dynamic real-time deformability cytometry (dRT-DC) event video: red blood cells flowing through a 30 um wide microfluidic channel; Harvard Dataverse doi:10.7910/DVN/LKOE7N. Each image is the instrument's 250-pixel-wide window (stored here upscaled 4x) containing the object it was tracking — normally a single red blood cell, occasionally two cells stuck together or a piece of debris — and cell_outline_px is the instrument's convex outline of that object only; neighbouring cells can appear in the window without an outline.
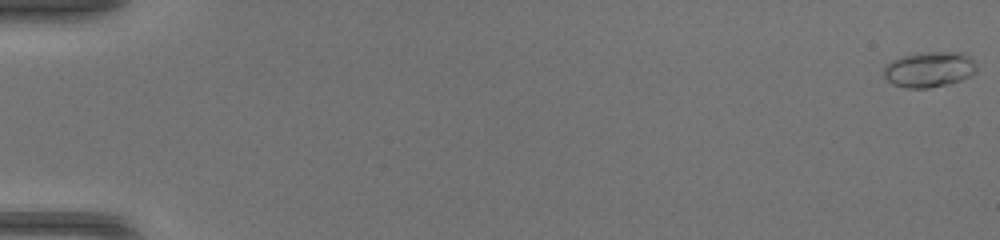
{"species": "common noctule bat (a hibernating species)", "species_latin": "Nyctalus noctula", "temperature_condition": "warm", "stored_images_in_passage": 51, "camera_frame_rate_fps": 3000, "um_per_image_px": 0.085, "animal": {"sex": "female", "body_mass_g": 17.0, "forearm_length_mm": 48.0}, "frame": {"image": 1, "passage_image": 1, "time_ms": 0.0, "image_size_px": [1000, 240], "cell_outline_px": [[976, 72], [972, 76], [948, 84], [928, 88], [908, 88], [892, 84], [884, 76], [884, 64], [900, 56], [916, 52], [964, 52], [976, 64]], "centroid_in_image_um": [78.97, 5.89], "position_along_channel_um": 6.0, "area_um2": 19.48}}
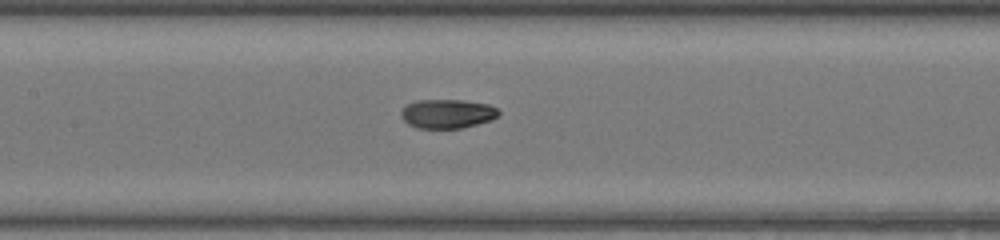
{"frame": {"image": 2, "passage_image": 26, "time_ms": 8.333, "image_size_px": [1000, 240], "cell_outline_px": [[500, 112], [492, 120], [460, 128], [416, 128], [408, 124], [400, 116], [400, 112], [408, 104], [416, 100], [464, 100], [488, 104], [496, 108]], "centroid_in_image_um": [38.0, 9.66], "position_along_channel_um": 169.4, "area_um2": 16.47}}
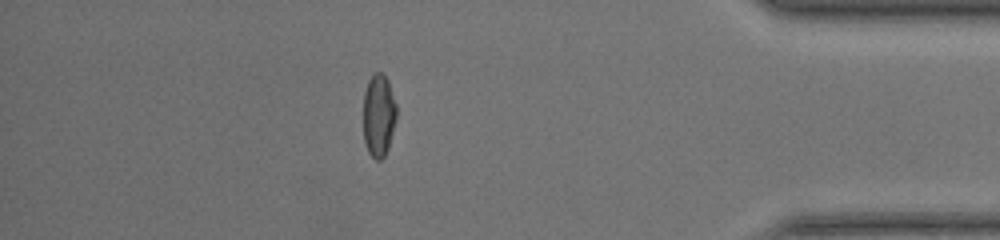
{"frame": {"image": 3, "passage_image": 45, "time_ms": 14.667, "image_size_px": [1000, 240], "cell_outline_px": [[396, 120], [388, 148], [384, 156], [380, 160], [376, 160], [368, 152], [364, 140], [364, 92], [368, 80], [376, 72], [380, 72], [388, 80], [396, 104]], "centroid_in_image_um": [32.19, 9.81], "position_along_channel_um": 403.0, "area_um2": 15.9}, "authors_computed_cell_mechanics": {"area_um2": 16.7042, "velocity_mm_per_s": 4.2533, "shape_relaxation_time_tau1_ms": 10.755, "shape_relaxation_time_tau2_ms": 1.5006, "deformation_change_tau1": 0.3289, "deformation_change_tau2": 0.0556}}